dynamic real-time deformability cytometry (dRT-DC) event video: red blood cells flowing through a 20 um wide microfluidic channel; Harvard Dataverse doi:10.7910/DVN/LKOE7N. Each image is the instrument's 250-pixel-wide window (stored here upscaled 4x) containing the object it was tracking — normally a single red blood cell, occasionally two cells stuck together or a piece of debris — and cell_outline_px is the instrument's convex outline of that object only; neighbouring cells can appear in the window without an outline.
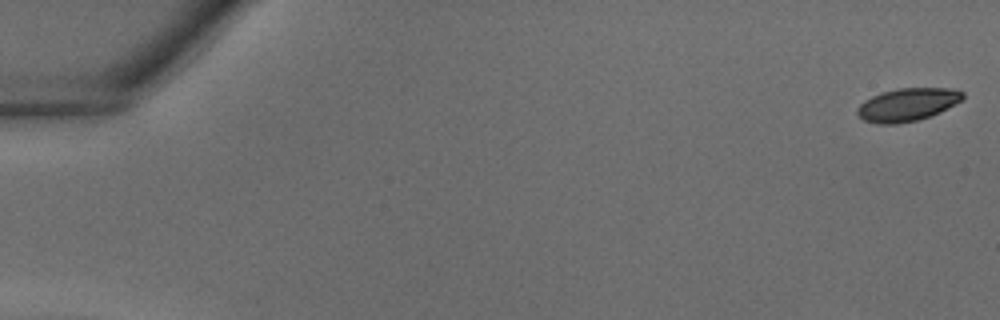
{"species": "common noctule bat (a hibernating species)", "species_latin": "Nyctalus noctula", "temperature_condition": "warm", "stored_images_in_passage": 28, "camera_frame_rate_fps": 3000, "um_per_image_px": 0.085, "animal": {"sex": "male", "body_mass_g": 18.8}, "frame": {"image": 1, "passage_image": 1, "time_ms": 0.0, "image_size_px": [1000, 320], "cell_outline_px": [[964, 96], [960, 100], [940, 112], [916, 120], [896, 124], [876, 124], [864, 120], [856, 112], [856, 108], [864, 100], [872, 96], [884, 92], [900, 88], [956, 88], [964, 92]], "centroid_in_image_um": [77.11, 8.89], "position_along_channel_um": 7.9, "area_um2": 20.06}}
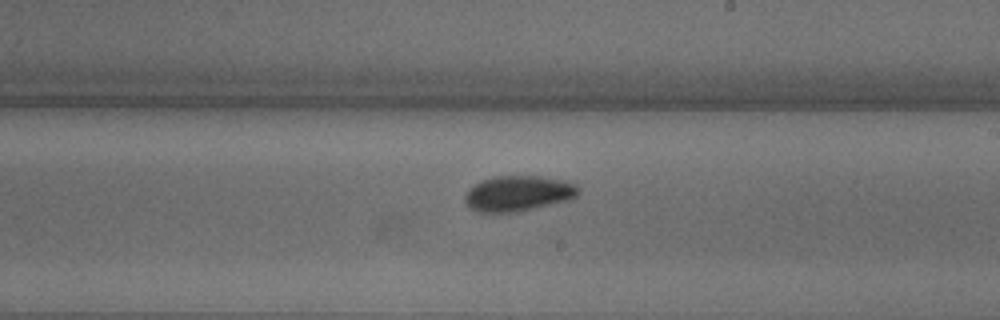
{"frame": {"image": 2, "passage_image": 24, "time_ms": 7.667, "image_size_px": [1000, 320], "cell_outline_px": [[580, 192], [576, 196], [568, 200], [536, 208], [516, 212], [480, 212], [472, 208], [464, 200], [464, 196], [468, 188], [480, 180], [492, 176], [540, 176], [564, 180], [576, 184], [580, 188]], "centroid_in_image_um": [44.05, 16.43], "position_along_channel_um": 244.9, "area_um2": 23.64}}